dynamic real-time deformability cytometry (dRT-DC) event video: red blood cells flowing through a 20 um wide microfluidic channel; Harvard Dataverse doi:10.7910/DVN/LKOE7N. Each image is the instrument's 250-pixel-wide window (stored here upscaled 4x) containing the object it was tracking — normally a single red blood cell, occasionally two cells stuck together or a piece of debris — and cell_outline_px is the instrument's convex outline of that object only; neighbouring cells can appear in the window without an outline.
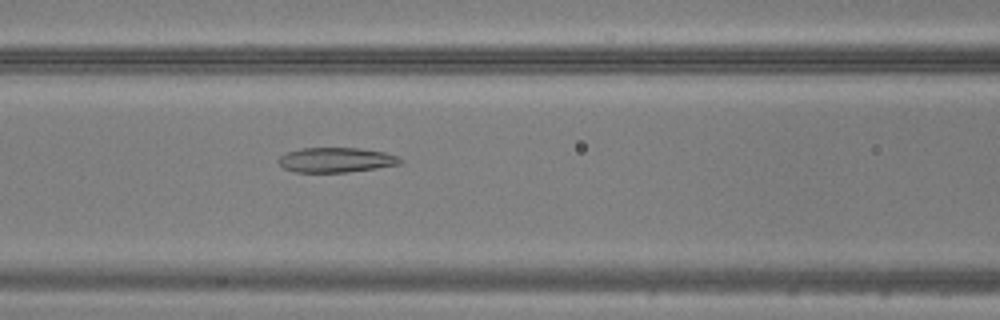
{"species": "common noctule bat (a hibernating species)", "species_latin": "Nyctalus noctula", "temperature_condition": "warm", "stored_images_in_passage": 47, "camera_frame_rate_fps": 3000, "um_per_image_px": 0.085, "animal": {"sex": "male", "body_mass_g": 20.5, "forearm_length_mm": 52.5}, "frame": {"image": 1, "passage_image": 19, "time_ms": 6.0, "image_size_px": [1000, 320], "cell_outline_px": [[404, 160], [400, 164], [376, 168], [348, 172], [296, 172], [284, 168], [276, 160], [284, 152], [300, 148], [360, 148], [384, 152], [396, 156]], "centroid_in_image_um": [28.53, 13.59], "position_along_channel_um": 138.1, "area_um2": 17.69}}
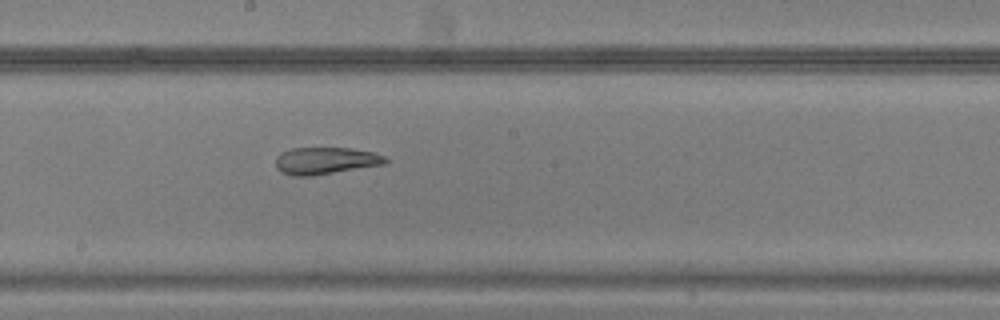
{"frame": {"image": 2, "passage_image": 25, "time_ms": 8.0, "image_size_px": [1000, 320], "cell_outline_px": [[388, 160], [384, 164], [312, 176], [292, 176], [280, 172], [276, 168], [276, 156], [280, 152], [292, 148], [352, 148], [376, 152], [384, 156]], "centroid_in_image_um": [27.64, 13.66], "position_along_channel_um": 220.6, "area_um2": 17.46}}
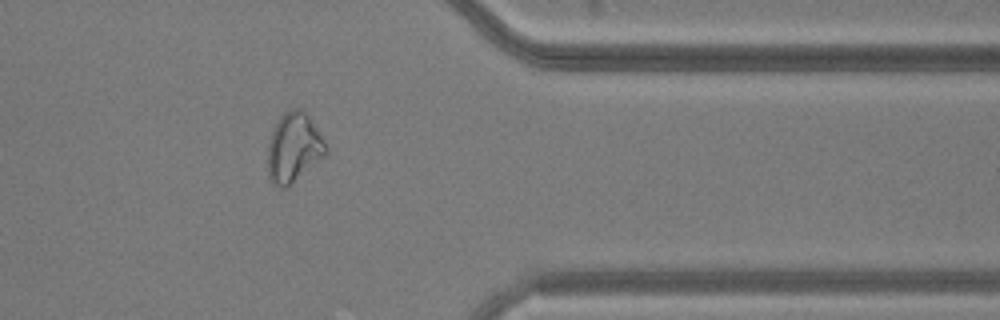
{"frame": {"image": 3, "passage_image": 38, "time_ms": 12.333, "image_size_px": [1000, 320], "cell_outline_px": [[328, 152], [324, 156], [288, 188], [280, 188], [272, 184], [268, 176], [268, 144], [272, 132], [280, 116], [288, 108], [300, 108], [308, 116], [316, 128], [328, 148]], "centroid_in_image_um": [24.95, 12.58], "position_along_channel_um": 386.5, "area_um2": 23.52}}